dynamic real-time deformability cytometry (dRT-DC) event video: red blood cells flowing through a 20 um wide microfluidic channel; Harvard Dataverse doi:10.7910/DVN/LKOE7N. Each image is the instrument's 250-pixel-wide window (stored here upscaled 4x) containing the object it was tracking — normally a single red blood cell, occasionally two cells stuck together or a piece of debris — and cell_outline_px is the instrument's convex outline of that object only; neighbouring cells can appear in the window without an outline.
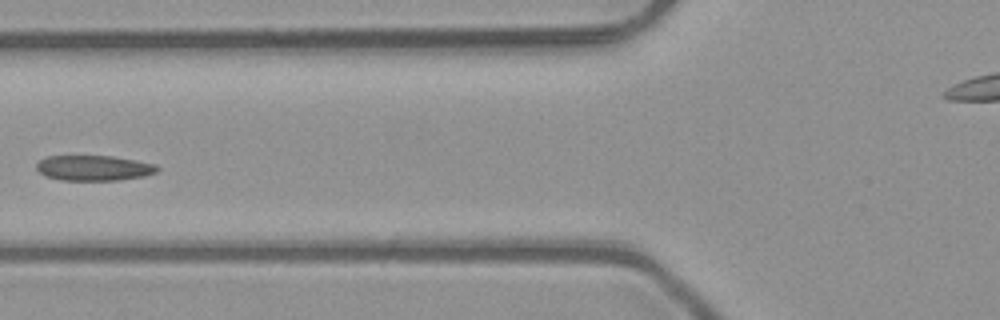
{"species": "common noctule bat (a hibernating species)", "species_latin": "Nyctalus noctula", "temperature_condition": "room temperature", "stored_images_in_passage": 5, "camera_frame_rate_fps": 3000, "um_per_image_px": 0.085, "animal": {"sex": "male", "body_mass_g": 23.1, "forearm_length_mm": 52.7}, "frame": {"image": 1, "passage_image": 5, "time_ms": 1.333, "image_size_px": [1000, 320], "cell_outline_px": [[160, 168], [156, 172], [144, 176], [116, 180], [60, 180], [44, 176], [36, 168], [36, 164], [40, 160], [48, 156], [112, 156], [136, 160], [156, 164]], "centroid_in_image_um": [7.97, 14.28], "position_along_channel_um": 117.8, "area_um2": 17.8}}